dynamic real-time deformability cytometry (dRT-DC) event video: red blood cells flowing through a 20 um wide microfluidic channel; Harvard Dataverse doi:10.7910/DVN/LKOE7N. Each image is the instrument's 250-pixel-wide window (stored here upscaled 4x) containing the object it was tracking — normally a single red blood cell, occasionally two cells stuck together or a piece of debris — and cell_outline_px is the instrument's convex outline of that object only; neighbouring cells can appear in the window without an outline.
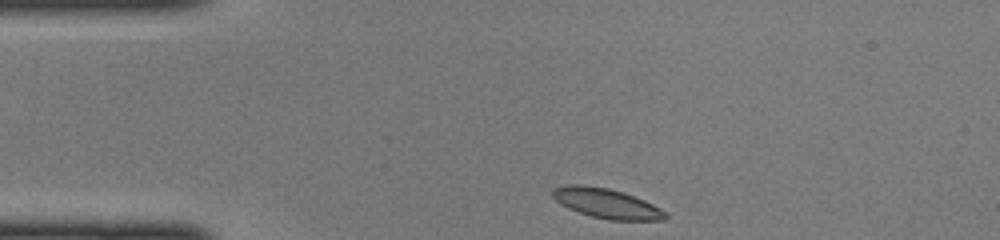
{"species": "common noctule bat (a hibernating species)", "species_latin": "Nyctalus noctula", "temperature_condition": "cold", "stored_images_in_passage": 39, "camera_frame_rate_fps": 3000, "um_per_image_px": 0.085, "animal": {"sex": "female", "body_mass_g": 22.0, "forearm_length_mm": 56.7}, "frame": {"image": 1, "passage_image": 1, "time_ms": 0.0, "image_size_px": [1000, 240], "cell_outline_px": [[668, 216], [664, 220], [608, 220], [592, 216], [568, 208], [560, 204], [552, 196], [552, 188], [568, 184], [580, 184], [608, 188], [624, 192], [644, 200], [660, 208]], "centroid_in_image_um": [51.53, 17.27], "position_along_channel_um": 33.5, "area_um2": 19.54}}
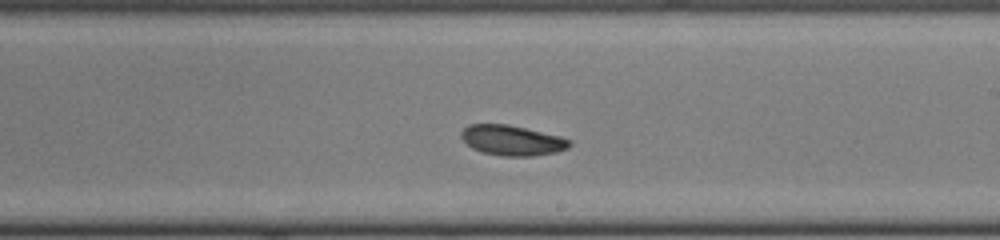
{"frame": {"image": 2, "passage_image": 19, "time_ms": 6.0, "image_size_px": [1000, 240], "cell_outline_px": [[572, 144], [568, 148], [556, 152], [532, 156], [504, 156], [480, 152], [472, 148], [460, 136], [460, 132], [468, 124], [508, 124], [560, 136], [572, 140]], "centroid_in_image_um": [43.53, 11.93], "position_along_channel_um": 245.5, "area_um2": 19.13}}
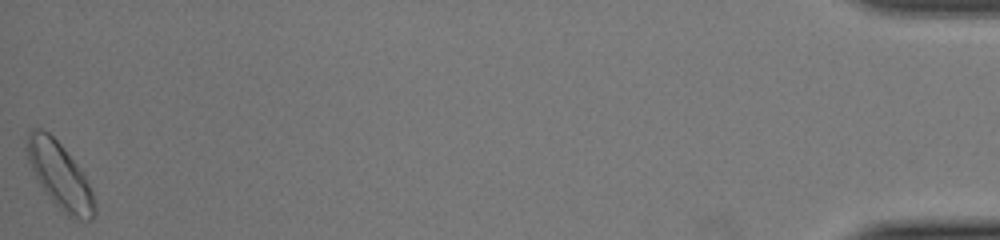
{"frame": {"image": 3, "passage_image": 39, "time_ms": 12.667, "image_size_px": [1000, 240], "cell_outline_px": [[96, 212], [92, 220], [80, 220], [68, 216], [44, 192], [24, 152], [24, 148], [28, 132], [32, 128], [40, 128], [48, 132], [60, 144], [76, 164], [92, 188], [96, 208]], "centroid_in_image_um": [5.07, 14.91], "position_along_channel_um": 430.1, "area_um2": 25.89}}